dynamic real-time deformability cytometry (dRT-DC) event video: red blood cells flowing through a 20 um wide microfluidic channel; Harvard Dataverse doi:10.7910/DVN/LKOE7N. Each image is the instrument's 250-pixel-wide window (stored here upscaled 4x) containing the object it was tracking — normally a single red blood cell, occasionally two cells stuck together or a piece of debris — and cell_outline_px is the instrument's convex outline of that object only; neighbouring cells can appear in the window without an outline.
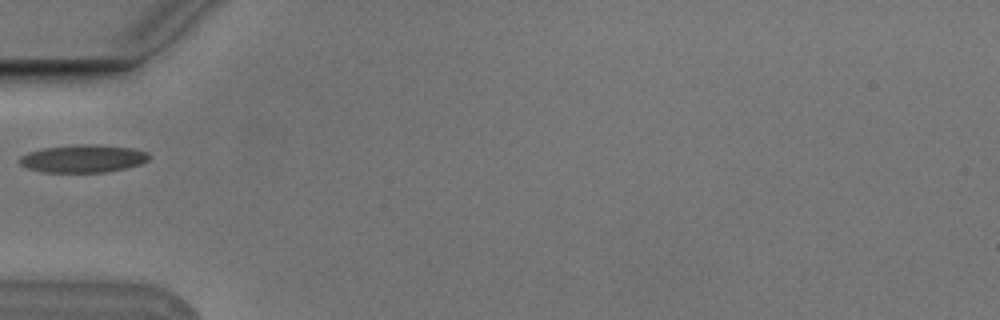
{"species": "Egyptian fruit bat (a non-hibernating species)", "species_latin": "Rousettus aegyptiacus", "temperature_condition": "cold", "stored_images_in_passage": 2, "camera_frame_rate_fps": 3000, "um_per_image_px": 0.085, "animal": {"sex": "male"}, "frame": {"image": 1, "passage_image": 1, "time_ms": 0.0, "image_size_px": [1000, 320], "cell_outline_px": [[148, 160], [140, 164], [124, 168], [104, 172], [44, 172], [28, 168], [20, 164], [20, 156], [28, 152], [44, 148], [76, 144], [96, 144], [132, 148], [148, 152]], "centroid_in_image_um": [7.05, 13.47], "position_along_channel_um": 77.9, "area_um2": 20.81}}